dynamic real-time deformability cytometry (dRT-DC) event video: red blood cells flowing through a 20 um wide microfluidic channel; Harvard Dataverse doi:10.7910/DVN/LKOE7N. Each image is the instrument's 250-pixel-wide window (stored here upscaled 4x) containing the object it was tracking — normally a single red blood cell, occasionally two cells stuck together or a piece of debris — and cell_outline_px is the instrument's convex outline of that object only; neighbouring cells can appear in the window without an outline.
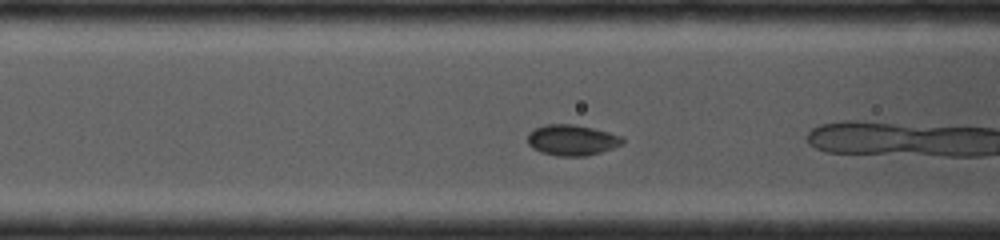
{"species": "common noctule bat (a hibernating species)", "species_latin": "Nyctalus noctula", "temperature_condition": "cold", "stored_images_in_passage": 17, "camera_frame_rate_fps": 4000, "um_per_image_px": 0.085, "animal": {"sex": "female", "body_mass_g": 19.0, "forearm_length_mm": 53.3}, "frame": {"image": 1, "passage_image": 6, "time_ms": 1.25, "image_size_px": [1000, 240], "cell_outline_px": [[624, 144], [600, 152], [584, 156], [556, 156], [540, 152], [532, 148], [528, 144], [528, 132], [544, 124], [576, 124], [624, 136]], "centroid_in_image_um": [48.62, 11.9], "position_along_channel_um": 118.0, "area_um2": 17.17}}
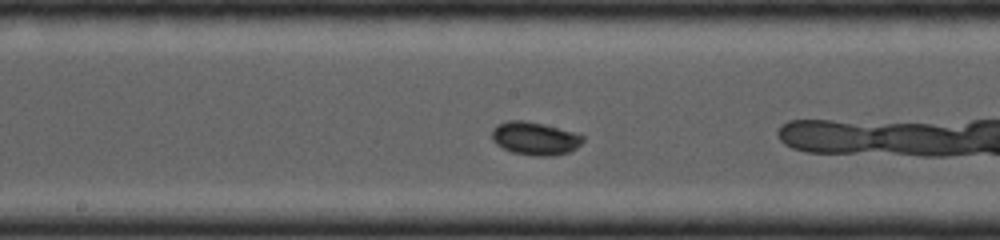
{"frame": {"image": 2, "passage_image": 12, "time_ms": 3.0, "image_size_px": [1000, 240], "cell_outline_px": [[584, 140], [576, 148], [568, 152], [556, 156], [536, 156], [512, 152], [496, 144], [492, 140], [492, 128], [508, 120], [524, 120], [544, 124], [572, 132], [584, 136]], "centroid_in_image_um": [45.46, 11.77], "position_along_channel_um": 202.7, "area_um2": 17.46}}
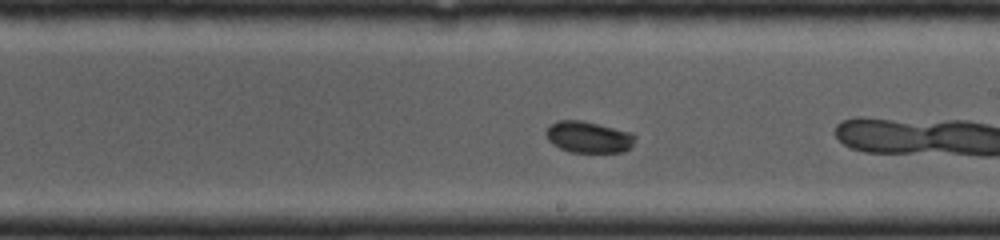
{"frame": {"image": 3, "passage_image": 15, "time_ms": 3.75, "image_size_px": [1000, 240], "cell_outline_px": [[636, 140], [624, 152], [568, 152], [552, 144], [548, 140], [544, 132], [552, 124], [560, 120], [580, 120], [600, 124], [632, 132], [636, 136]], "centroid_in_image_um": [50.03, 11.65], "position_along_channel_um": 239.0, "area_um2": 16.42}}